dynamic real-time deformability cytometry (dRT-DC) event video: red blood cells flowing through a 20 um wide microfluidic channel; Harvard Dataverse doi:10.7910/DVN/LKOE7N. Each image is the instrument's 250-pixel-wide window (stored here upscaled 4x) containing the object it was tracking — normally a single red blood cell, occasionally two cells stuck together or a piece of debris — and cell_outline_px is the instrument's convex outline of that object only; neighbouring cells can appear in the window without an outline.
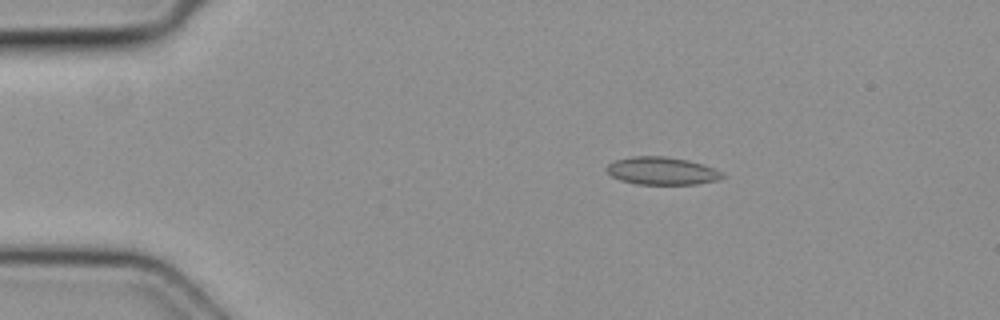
{"species": "common noctule bat (a hibernating species)", "species_latin": "Nyctalus noctula", "temperature_condition": "cold", "stored_images_in_passage": 4, "camera_frame_rate_fps": 3000, "um_per_image_px": 0.085, "animal": {"sex": "female", "body_mass_g": 19.3, "forearm_length_mm": 54.1}, "frame": {"image": 1, "passage_image": 2, "time_ms": 0.333, "image_size_px": [1000, 320], "cell_outline_px": [[728, 176], [716, 180], [696, 184], [636, 184], [620, 180], [612, 176], [604, 168], [608, 164], [616, 160], [632, 156], [664, 156], [688, 160], [724, 172]], "centroid_in_image_um": [56.26, 14.53], "position_along_channel_um": 28.7, "area_um2": 18.67}}
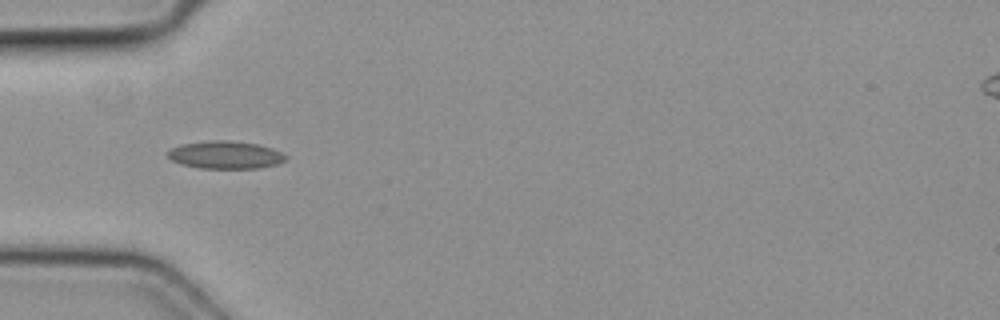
{"frame": {"image": 2, "passage_image": 4, "time_ms": 1.0, "image_size_px": [1000, 320], "cell_outline_px": [[288, 156], [284, 160], [276, 164], [260, 168], [200, 168], [180, 164], [172, 160], [168, 156], [168, 152], [172, 148], [184, 144], [208, 140], [228, 140], [256, 144], [272, 148]], "centroid_in_image_um": [19.16, 13.17], "position_along_channel_um": 65.8, "area_um2": 18.84}}